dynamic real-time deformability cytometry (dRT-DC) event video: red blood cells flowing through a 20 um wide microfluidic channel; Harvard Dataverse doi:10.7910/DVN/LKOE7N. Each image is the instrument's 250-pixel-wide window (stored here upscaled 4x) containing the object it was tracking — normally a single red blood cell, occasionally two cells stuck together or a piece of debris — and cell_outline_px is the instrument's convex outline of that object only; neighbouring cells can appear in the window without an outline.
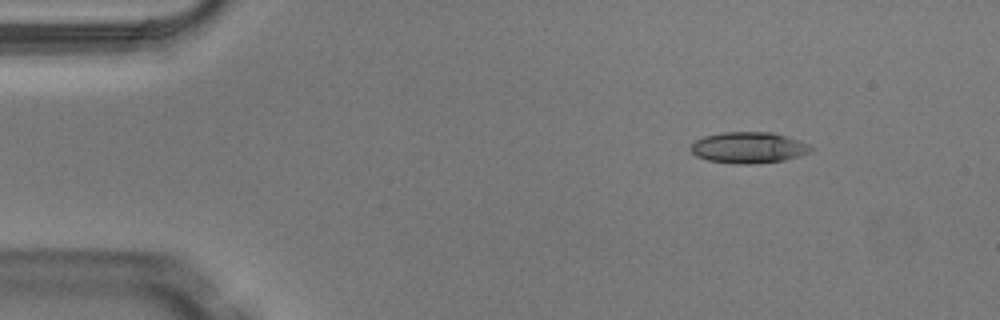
{"species": "Egyptian fruit bat (a non-hibernating species)", "species_latin": "Rousettus aegyptiacus", "temperature_condition": "warm", "stored_images_in_passage": 5, "camera_frame_rate_fps": 3000, "um_per_image_px": 0.085, "animal": {"sex": "male"}, "frame": {"image": 1, "passage_image": 2, "time_ms": 0.333, "image_size_px": [1000, 320], "cell_outline_px": [[812, 148], [808, 152], [800, 156], [784, 160], [752, 164], [736, 164], [708, 160], [696, 156], [688, 148], [696, 140], [704, 136], [720, 132], [772, 132], [800, 140], [808, 144]], "centroid_in_image_um": [63.6, 12.54], "position_along_channel_um": 21.4, "area_um2": 21.85}}
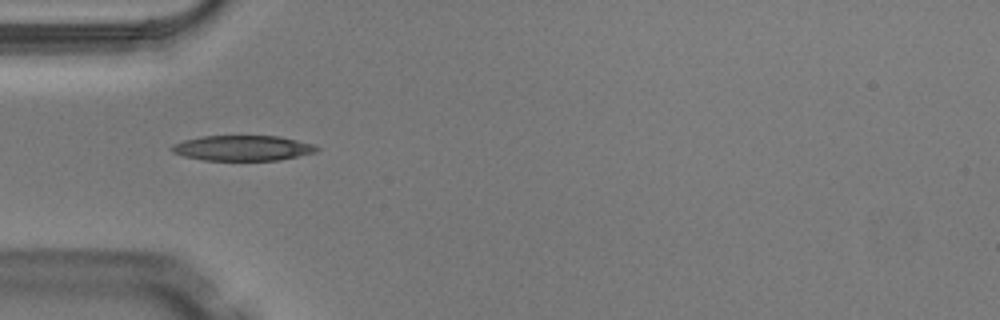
{"frame": {"image": 2, "passage_image": 4, "time_ms": 1.0, "image_size_px": [1000, 320], "cell_outline_px": [[320, 148], [316, 152], [280, 160], [204, 160], [184, 156], [172, 152], [168, 148], [172, 144], [184, 140], [200, 136], [280, 136], [312, 144]], "centroid_in_image_um": [20.59, 12.58], "position_along_channel_um": 64.4, "area_um2": 21.39}}